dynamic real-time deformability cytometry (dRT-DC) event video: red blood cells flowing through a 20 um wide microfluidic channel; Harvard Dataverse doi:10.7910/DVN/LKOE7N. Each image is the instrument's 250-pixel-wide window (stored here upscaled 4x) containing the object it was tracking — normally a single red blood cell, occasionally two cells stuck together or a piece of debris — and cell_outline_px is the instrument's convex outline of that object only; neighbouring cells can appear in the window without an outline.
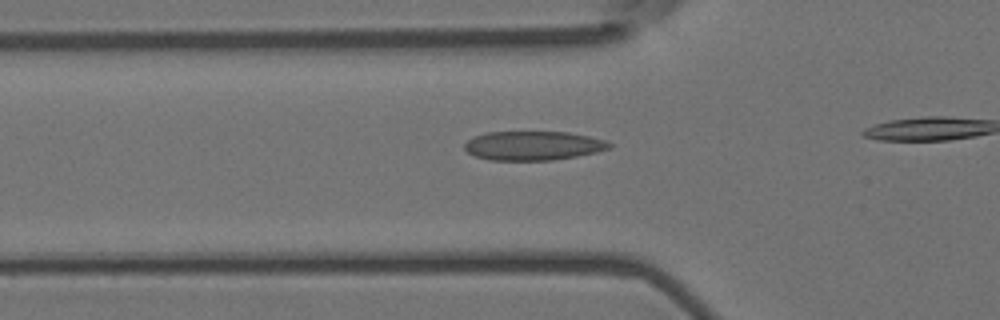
{"species": "Egyptian fruit bat (a non-hibernating species)", "species_latin": "Rousettus aegyptiacus", "temperature_condition": "room temperature", "stored_images_in_passage": 8, "camera_frame_rate_fps": 3000, "um_per_image_px": 0.085, "animal": {"sex": "female"}, "frame": {"image": 1, "passage_image": 3, "time_ms": 0.667, "image_size_px": [1000, 320], "cell_outline_px": [[612, 148], [596, 152], [576, 156], [552, 160], [488, 160], [476, 156], [468, 152], [464, 148], [464, 144], [472, 136], [488, 132], [568, 132], [588, 136], [604, 140], [612, 144]], "centroid_in_image_um": [45.3, 12.38], "position_along_channel_um": 80.5, "area_um2": 24.51}}
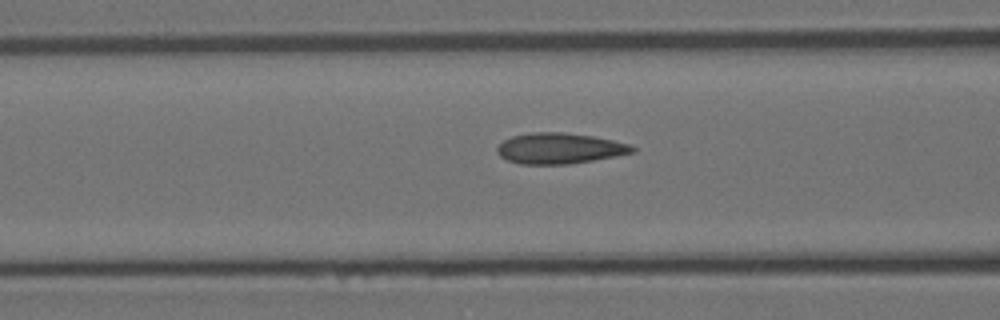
{"frame": {"image": 2, "passage_image": 6, "time_ms": 1.667, "image_size_px": [1000, 320], "cell_outline_px": [[636, 152], [616, 156], [568, 164], [520, 164], [508, 160], [500, 156], [496, 152], [496, 148], [504, 140], [512, 136], [532, 132], [564, 132], [592, 136], [612, 140], [628, 144], [636, 148]], "centroid_in_image_um": [47.55, 12.61], "position_along_channel_um": 119.1, "area_um2": 24.16}}